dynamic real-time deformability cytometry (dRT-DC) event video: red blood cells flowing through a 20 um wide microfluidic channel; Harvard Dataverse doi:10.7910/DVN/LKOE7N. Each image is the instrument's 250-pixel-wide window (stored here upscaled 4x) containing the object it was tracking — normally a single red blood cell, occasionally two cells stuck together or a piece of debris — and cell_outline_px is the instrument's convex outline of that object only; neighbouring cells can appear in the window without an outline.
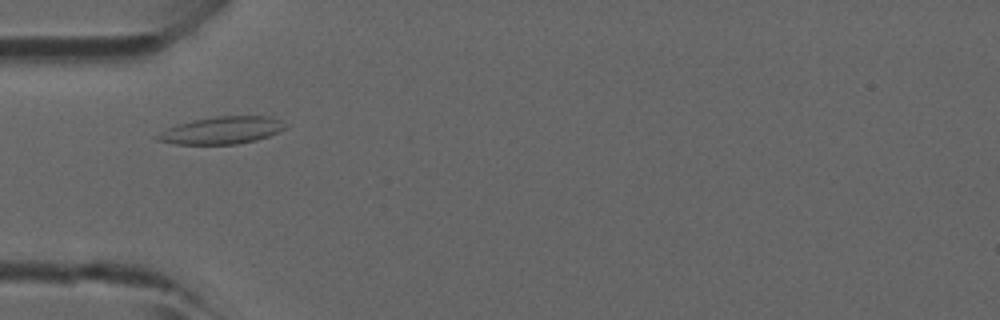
{"species": "common noctule bat (a hibernating species)", "species_latin": "Nyctalus noctula", "temperature_condition": "room temperature", "stored_images_in_passage": 4, "camera_frame_rate_fps": 3000, "um_per_image_px": 0.085, "animal": {"sex": "male", "forearm_length_mm": 52.5}, "frame": {"image": 1, "passage_image": 4, "time_ms": 1.0, "image_size_px": [1000, 320], "cell_outline_px": [[288, 128], [280, 132], [256, 140], [236, 144], [176, 144], [156, 140], [152, 136], [176, 124], [192, 120], [216, 116], [268, 116], [280, 120]], "centroid_in_image_um": [18.83, 11.08], "position_along_channel_um": 66.2, "area_um2": 20.46}}